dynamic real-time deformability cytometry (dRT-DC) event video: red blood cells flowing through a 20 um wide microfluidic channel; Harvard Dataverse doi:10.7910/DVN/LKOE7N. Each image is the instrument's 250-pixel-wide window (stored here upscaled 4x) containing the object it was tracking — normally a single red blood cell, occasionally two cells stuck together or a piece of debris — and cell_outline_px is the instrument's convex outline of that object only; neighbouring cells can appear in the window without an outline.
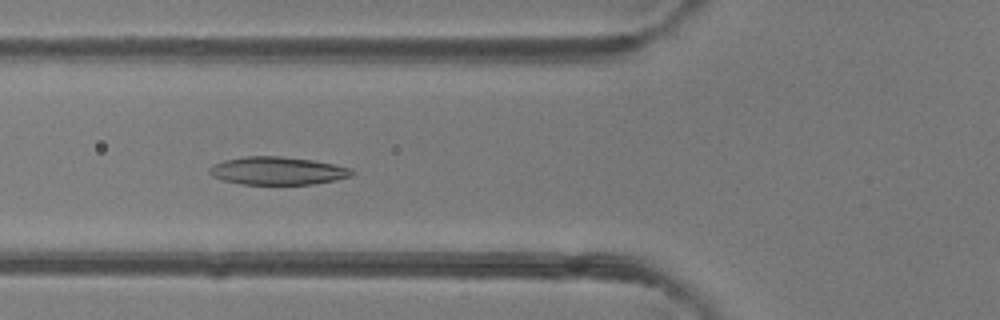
{"species": "common noctule bat (a hibernating species)", "species_latin": "Nyctalus noctula", "temperature_condition": "room temperature", "stored_images_in_passage": 5, "camera_frame_rate_fps": 3000, "um_per_image_px": 0.085, "animal": {"sex": "female"}, "frame": {"image": 1, "passage_image": 5, "time_ms": 1.333, "image_size_px": [1000, 320], "cell_outline_px": [[356, 172], [352, 176], [336, 180], [312, 184], [240, 184], [224, 180], [212, 176], [208, 172], [208, 168], [212, 164], [224, 160], [244, 156], [280, 156], [312, 160], [352, 168]], "centroid_in_image_um": [23.58, 14.51], "position_along_channel_um": 102.2, "area_um2": 23.29}}